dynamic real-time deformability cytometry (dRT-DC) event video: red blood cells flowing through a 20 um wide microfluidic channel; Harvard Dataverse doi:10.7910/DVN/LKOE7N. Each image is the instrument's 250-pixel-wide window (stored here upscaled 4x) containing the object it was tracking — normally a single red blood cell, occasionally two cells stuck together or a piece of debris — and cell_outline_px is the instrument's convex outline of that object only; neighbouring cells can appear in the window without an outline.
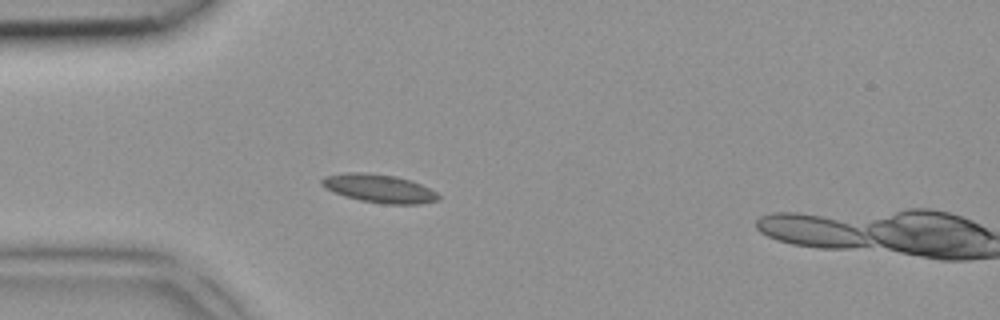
{"species": "common noctule bat (a hibernating species)", "species_latin": "Nyctalus noctula", "temperature_condition": "room temperature", "stored_images_in_passage": 5, "camera_frame_rate_fps": 3000, "um_per_image_px": 0.085, "animal": {"sex": "female", "body_mass_g": 18.4}, "frame": {"image": 1, "passage_image": 4, "time_ms": 1.0, "image_size_px": [1000, 320], "cell_outline_px": [[440, 200], [420, 204], [384, 204], [360, 200], [344, 196], [332, 192], [324, 188], [320, 184], [320, 180], [324, 176], [344, 172], [364, 172], [396, 176], [412, 180], [436, 192], [440, 196]], "centroid_in_image_um": [32.19, 16.01], "position_along_channel_um": 52.8, "area_um2": 19.54}}